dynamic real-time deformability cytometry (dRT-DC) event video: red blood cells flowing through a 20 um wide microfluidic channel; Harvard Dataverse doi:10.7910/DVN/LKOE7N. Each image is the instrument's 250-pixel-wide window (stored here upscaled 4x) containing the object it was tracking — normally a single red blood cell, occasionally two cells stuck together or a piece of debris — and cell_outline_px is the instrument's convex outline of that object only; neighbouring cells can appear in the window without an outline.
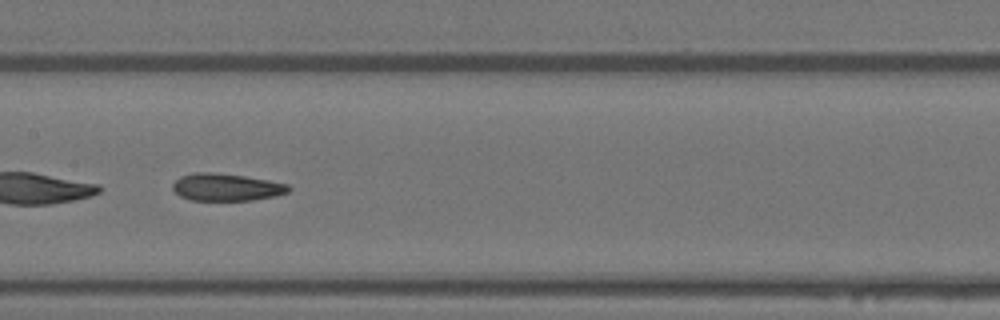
{"species": "Egyptian fruit bat (a non-hibernating species)", "species_latin": "Rousettus aegyptiacus", "temperature_condition": "warm", "stored_images_in_passage": 40, "camera_frame_rate_fps": 3000, "um_per_image_px": 0.085, "animal": {"sex": "female"}, "frame": {"image": 1, "passage_image": 12, "time_ms": 3.667, "image_size_px": [1000, 320], "cell_outline_px": [[292, 188], [288, 192], [276, 196], [252, 200], [192, 200], [180, 196], [172, 188], [172, 184], [180, 176], [192, 172], [216, 172], [244, 176], [268, 180], [288, 184]], "centroid_in_image_um": [19.24, 15.9], "position_along_channel_um": 188.2, "area_um2": 18.55}}
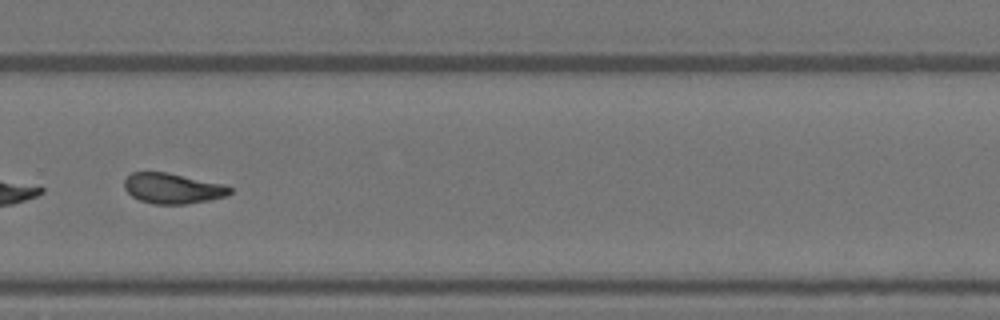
{"frame": {"image": 2, "passage_image": 23, "time_ms": 7.333, "image_size_px": [1000, 320], "cell_outline_px": [[232, 192], [228, 196], [208, 200], [184, 204], [152, 204], [140, 200], [132, 196], [124, 188], [124, 180], [132, 172], [168, 172], [228, 184], [232, 188]], "centroid_in_image_um": [14.73, 16.0], "position_along_channel_um": 315.1, "area_um2": 19.02}, "authors_computed_cell_mechanics": {"area_um2": 19.0162, "velocity_mm_per_s": 3.485, "shape_relaxation_time_tau1_ms": null, "shape_relaxation_time_tau2_ms": 3.5773, "deformation_change_tau1": null, "deformation_change_tau2": 0.107}}